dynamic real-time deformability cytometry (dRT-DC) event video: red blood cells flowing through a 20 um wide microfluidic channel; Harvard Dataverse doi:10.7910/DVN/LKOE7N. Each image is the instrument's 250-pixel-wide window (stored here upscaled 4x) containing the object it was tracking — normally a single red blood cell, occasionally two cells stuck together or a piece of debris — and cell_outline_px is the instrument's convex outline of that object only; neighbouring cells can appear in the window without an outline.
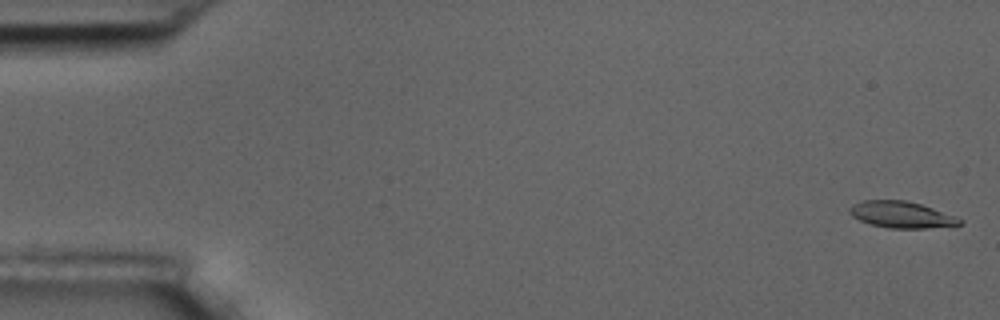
{"species": "common noctule bat (a hibernating species)", "species_latin": "Nyctalus noctula", "temperature_condition": "room temperature", "stored_images_in_passage": 57, "camera_frame_rate_fps": 3000, "um_per_image_px": 0.085, "animal": {"sex": "male", "body_mass_g": 17.5, "forearm_length_mm": 52.3}, "frame": {"image": 1, "passage_image": 2, "time_ms": 0.333, "image_size_px": [1000, 320], "cell_outline_px": [[964, 220], [960, 224], [928, 228], [888, 228], [872, 224], [860, 220], [852, 216], [848, 212], [848, 208], [852, 204], [864, 200], [904, 200], [920, 204], [956, 216]], "centroid_in_image_um": [76.59, 18.24], "position_along_channel_um": 8.4, "area_um2": 16.88}}
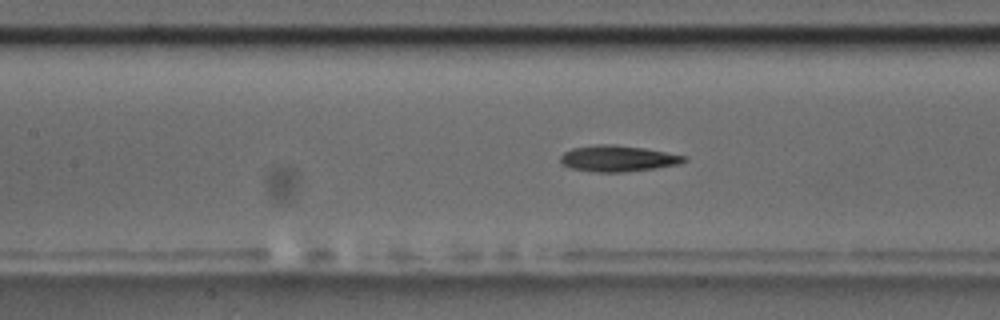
{"frame": {"image": 2, "passage_image": 26, "time_ms": 8.333, "image_size_px": [1000, 320], "cell_outline_px": [[688, 160], [680, 164], [656, 168], [624, 172], [596, 172], [572, 168], [560, 164], [560, 156], [564, 152], [572, 148], [596, 144], [616, 144], [644, 148], [688, 156]], "centroid_in_image_um": [52.53, 13.47], "position_along_channel_um": 154.9, "area_um2": 19.02}}
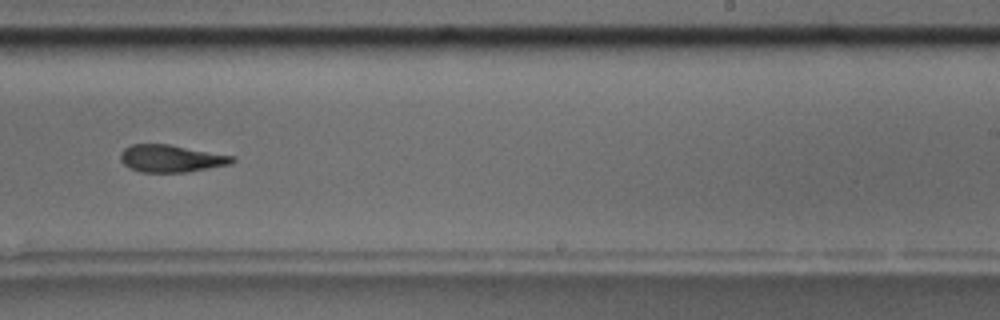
{"frame": {"image": 3, "passage_image": 36, "time_ms": 11.667, "image_size_px": [1000, 320], "cell_outline_px": [[236, 160], [232, 164], [188, 172], [140, 172], [128, 168], [120, 160], [120, 152], [124, 148], [132, 144], [168, 144], [236, 156]], "centroid_in_image_um": [14.56, 13.47], "position_along_channel_um": 274.4, "area_um2": 18.03}, "authors_computed_cell_mechanics": {"area_um2": 18.1492, "velocity_mm_per_s": 3.6094, "shape_relaxation_time_tau1_ms": 5.9819, "shape_relaxation_time_tau2_ms": 3.1503, "deformation_change_tau1": 0.1835, "deformation_change_tau2": 0.1226}}